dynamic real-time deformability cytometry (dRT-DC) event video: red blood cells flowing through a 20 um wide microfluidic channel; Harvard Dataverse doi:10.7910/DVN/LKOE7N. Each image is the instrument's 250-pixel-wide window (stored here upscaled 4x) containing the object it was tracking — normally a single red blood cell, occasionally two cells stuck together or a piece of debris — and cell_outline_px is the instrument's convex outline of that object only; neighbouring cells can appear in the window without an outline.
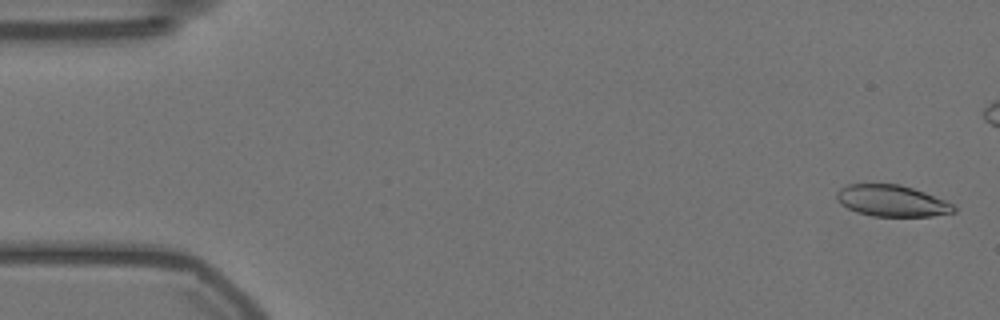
{"species": "Egyptian fruit bat (a non-hibernating species)", "species_latin": "Rousettus aegyptiacus", "temperature_condition": "warm", "stored_images_in_passage": 50, "camera_frame_rate_fps": 3000, "um_per_image_px": 0.085, "animal": {"sex": "female"}, "frame": {"image": 1, "passage_image": 2, "time_ms": 0.333, "image_size_px": [1000, 320], "cell_outline_px": [[956, 212], [932, 216], [872, 216], [856, 212], [840, 204], [836, 200], [836, 192], [840, 188], [848, 184], [900, 184], [924, 192], [944, 200], [952, 204], [956, 208]], "centroid_in_image_um": [75.77, 17.07], "position_along_channel_um": 9.2, "area_um2": 21.44}}
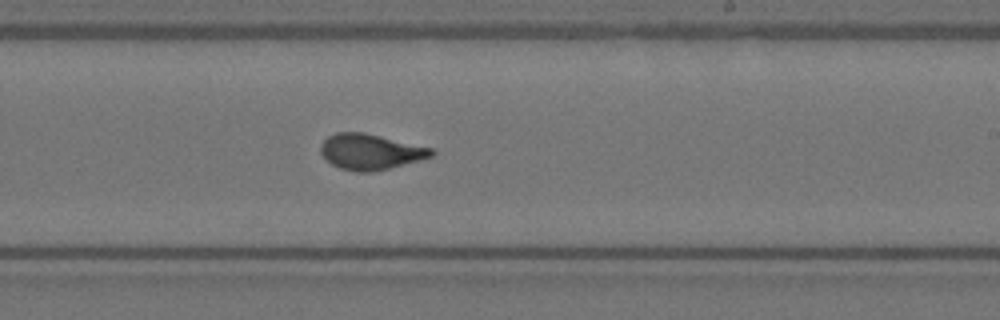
{"frame": {"image": 2, "passage_image": 34, "time_ms": 11.0, "image_size_px": [1000, 320], "cell_outline_px": [[436, 152], [432, 156], [388, 168], [372, 172], [356, 172], [340, 168], [332, 164], [320, 152], [320, 144], [328, 136], [336, 132], [364, 132], [432, 148]], "centroid_in_image_um": [31.45, 12.89], "position_along_channel_um": 257.5, "area_um2": 22.77}}
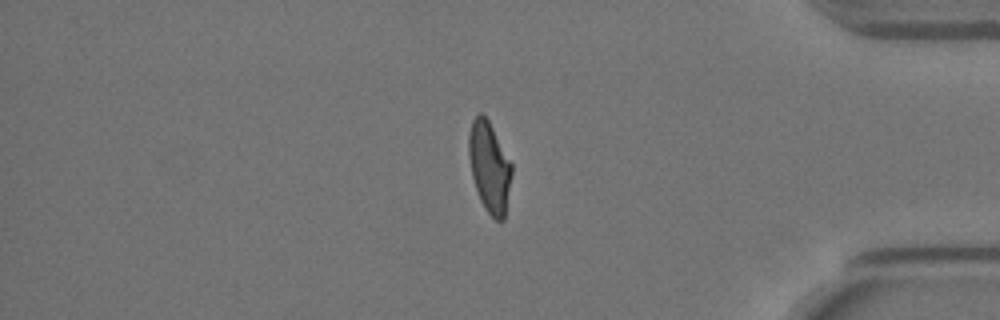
{"frame": {"image": 3, "passage_image": 48, "time_ms": 15.667, "image_size_px": [1000, 320], "cell_outline_px": [[512, 172], [504, 220], [496, 220], [484, 208], [480, 200], [472, 176], [468, 156], [468, 136], [472, 120], [480, 112], [488, 120], [512, 164]], "centroid_in_image_um": [41.59, 14.2], "position_along_channel_um": 393.6, "area_um2": 22.43}, "authors_computed_cell_mechanics": {"area_um2": 23.0044, "velocity_mm_per_s": 3.5458, "shape_relaxation_time_tau1_ms": 7.7633, "shape_relaxation_time_tau2_ms": 1.071, "deformation_change_tau1": 0.2353, "deformation_change_tau2": 0.0821}}